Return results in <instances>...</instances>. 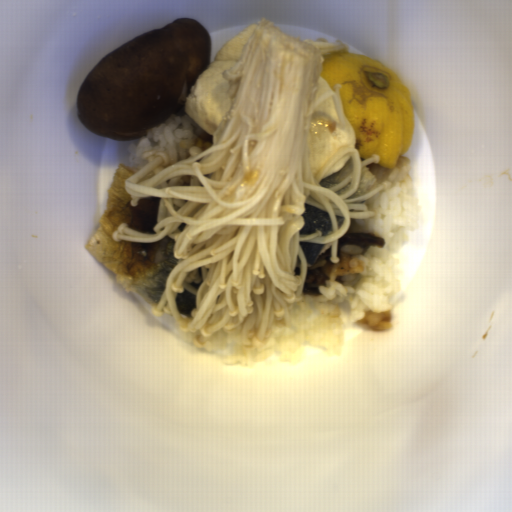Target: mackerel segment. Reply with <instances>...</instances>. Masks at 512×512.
Masks as SVG:
<instances>
[{
  "label": "mackerel segment",
  "mask_w": 512,
  "mask_h": 512,
  "mask_svg": "<svg viewBox=\"0 0 512 512\" xmlns=\"http://www.w3.org/2000/svg\"><path fill=\"white\" fill-rule=\"evenodd\" d=\"M136 172L126 164L116 169L107 193L99 226L86 246L92 258L116 274L125 292H136L147 304L158 303L170 272L178 260L173 253L176 242L168 235L153 243L115 241L113 233L121 223L142 233H156L161 198L146 196L131 206L125 181Z\"/></svg>",
  "instance_id": "1"
},
{
  "label": "mackerel segment",
  "mask_w": 512,
  "mask_h": 512,
  "mask_svg": "<svg viewBox=\"0 0 512 512\" xmlns=\"http://www.w3.org/2000/svg\"><path fill=\"white\" fill-rule=\"evenodd\" d=\"M304 226L299 230L300 234L314 233L318 229L322 236L332 233V220L330 213L305 203L303 213Z\"/></svg>",
  "instance_id": "2"
},
{
  "label": "mackerel segment",
  "mask_w": 512,
  "mask_h": 512,
  "mask_svg": "<svg viewBox=\"0 0 512 512\" xmlns=\"http://www.w3.org/2000/svg\"><path fill=\"white\" fill-rule=\"evenodd\" d=\"M177 312L183 318H191V312L197 308V298L186 288L182 293H178L176 297Z\"/></svg>",
  "instance_id": "3"
},
{
  "label": "mackerel segment",
  "mask_w": 512,
  "mask_h": 512,
  "mask_svg": "<svg viewBox=\"0 0 512 512\" xmlns=\"http://www.w3.org/2000/svg\"><path fill=\"white\" fill-rule=\"evenodd\" d=\"M377 182L376 176L369 167L361 168L360 182L357 191L348 198L360 197L373 190ZM346 198V199H348Z\"/></svg>",
  "instance_id": "4"
},
{
  "label": "mackerel segment",
  "mask_w": 512,
  "mask_h": 512,
  "mask_svg": "<svg viewBox=\"0 0 512 512\" xmlns=\"http://www.w3.org/2000/svg\"><path fill=\"white\" fill-rule=\"evenodd\" d=\"M301 248L305 254L307 265L315 264L319 257L323 255L327 249L332 245L331 243L326 244H315L309 242H299Z\"/></svg>",
  "instance_id": "5"
},
{
  "label": "mackerel segment",
  "mask_w": 512,
  "mask_h": 512,
  "mask_svg": "<svg viewBox=\"0 0 512 512\" xmlns=\"http://www.w3.org/2000/svg\"><path fill=\"white\" fill-rule=\"evenodd\" d=\"M354 171L352 157L346 163V165L336 174L328 175L324 178L319 185L323 188H332L335 185L339 184L343 180H345L348 176H350Z\"/></svg>",
  "instance_id": "6"
}]
</instances>
